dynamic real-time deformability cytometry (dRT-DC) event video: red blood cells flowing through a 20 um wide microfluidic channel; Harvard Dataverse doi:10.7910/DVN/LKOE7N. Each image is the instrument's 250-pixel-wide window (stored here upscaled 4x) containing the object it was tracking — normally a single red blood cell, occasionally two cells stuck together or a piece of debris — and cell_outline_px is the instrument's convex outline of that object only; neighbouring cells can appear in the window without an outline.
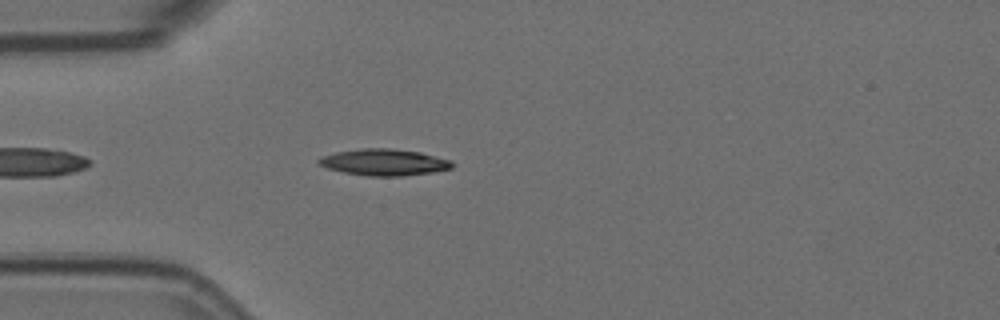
{"species": "Egyptian fruit bat (a non-hibernating species)", "species_latin": "Rousettus aegyptiacus", "temperature_condition": "room temperature", "stored_images_in_passage": 4, "camera_frame_rate_fps": 3000, "um_per_image_px": 0.085, "animal": {"sex": "female"}, "frame": {"image": 1, "passage_image": 4, "time_ms": 1.0, "image_size_px": [1000, 320], "cell_outline_px": [[456, 164], [452, 168], [432, 172], [404, 176], [368, 176], [344, 172], [328, 168], [320, 164], [316, 160], [324, 156], [336, 152], [360, 148], [392, 148], [420, 152], [452, 160]], "centroid_in_image_um": [32.7, 13.79], "position_along_channel_um": 52.3, "area_um2": 20.63}}